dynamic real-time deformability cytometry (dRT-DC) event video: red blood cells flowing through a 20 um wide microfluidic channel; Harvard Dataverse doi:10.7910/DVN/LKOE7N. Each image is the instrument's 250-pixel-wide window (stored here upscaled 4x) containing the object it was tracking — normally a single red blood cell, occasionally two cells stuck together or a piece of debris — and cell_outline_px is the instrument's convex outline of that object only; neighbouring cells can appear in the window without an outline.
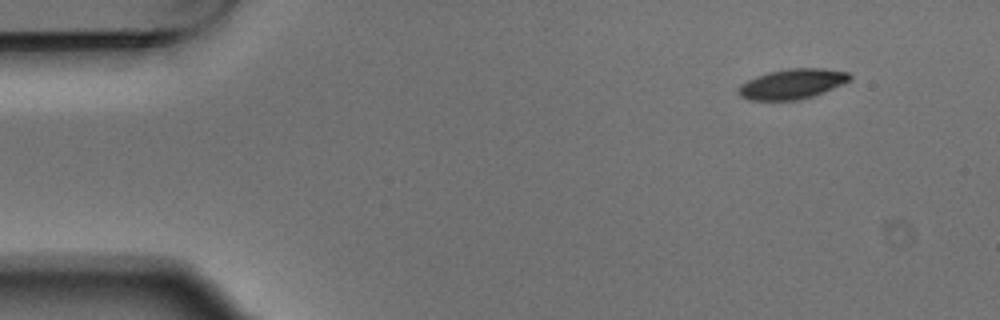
{"species": "Egyptian fruit bat (a non-hibernating species)", "species_latin": "Rousettus aegyptiacus", "temperature_condition": "warm", "stored_images_in_passage": 10, "camera_frame_rate_fps": 3000, "um_per_image_px": 0.085, "animal": {"sex": "male"}, "frame": {"image": 1, "passage_image": 1, "time_ms": 0.0, "image_size_px": [1000, 320], "cell_outline_px": [[852, 80], [824, 92], [800, 100], [748, 100], [740, 96], [736, 92], [740, 84], [756, 76], [788, 68], [824, 68], [848, 72], [852, 76]], "centroid_in_image_um": [67.35, 7.14], "position_along_channel_um": 17.7, "area_um2": 19.59}}
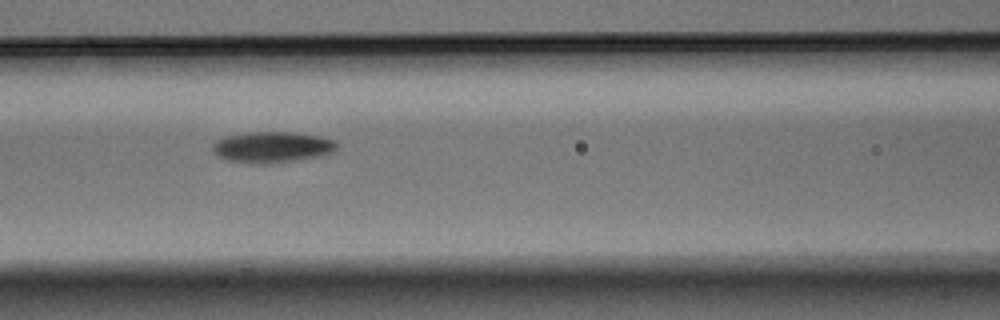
{"frame": {"image": 2, "passage_image": 6, "time_ms": 1.667, "image_size_px": [1000, 320], "cell_outline_px": [[336, 148], [332, 152], [320, 156], [296, 160], [268, 164], [248, 164], [224, 160], [216, 156], [212, 152], [212, 144], [216, 140], [228, 136], [244, 132], [292, 132], [320, 136], [336, 140]], "centroid_in_image_um": [23.07, 12.52], "position_along_channel_um": 143.5, "area_um2": 22.83}}
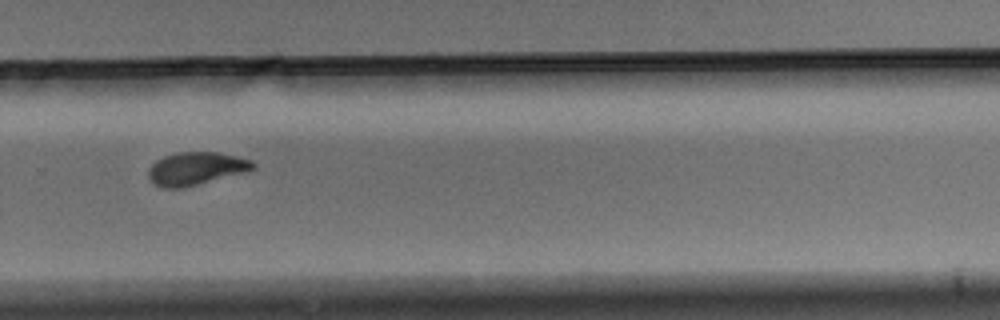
{"frame": {"image": 3, "passage_image": 10, "time_ms": 3.0, "image_size_px": [1000, 320], "cell_outline_px": [[256, 168], [248, 172], [180, 188], [164, 188], [152, 184], [148, 176], [148, 168], [156, 160], [164, 156], [176, 152], [216, 152], [236, 156], [252, 160], [256, 164]], "centroid_in_image_um": [16.66, 14.32], "position_along_channel_um": 313.1, "area_um2": 20.23}}